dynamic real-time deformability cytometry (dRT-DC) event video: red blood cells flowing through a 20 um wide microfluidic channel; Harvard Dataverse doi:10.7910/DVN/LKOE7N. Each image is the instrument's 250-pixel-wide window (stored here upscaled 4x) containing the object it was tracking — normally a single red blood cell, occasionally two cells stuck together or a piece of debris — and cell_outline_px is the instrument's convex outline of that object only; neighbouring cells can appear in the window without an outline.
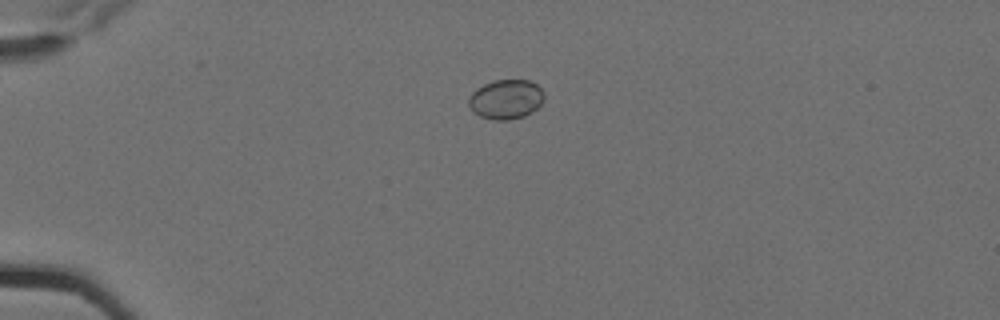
{"species": "Egyptian fruit bat (a non-hibernating species)", "species_latin": "Rousettus aegyptiacus", "temperature_condition": "cold", "stored_images_in_passage": 3, "camera_frame_rate_fps": 3000, "um_per_image_px": 0.085, "animal": {"sex": "female"}, "frame": {"image": 1, "passage_image": 2, "time_ms": 0.333, "image_size_px": [1000, 320], "cell_outline_px": [[544, 100], [532, 112], [524, 116], [508, 120], [492, 120], [480, 116], [472, 112], [468, 104], [468, 100], [472, 92], [476, 88], [492, 80], [528, 80], [536, 84], [544, 92]], "centroid_in_image_um": [42.98, 8.44], "position_along_channel_um": 42.0, "area_um2": 17.51}}